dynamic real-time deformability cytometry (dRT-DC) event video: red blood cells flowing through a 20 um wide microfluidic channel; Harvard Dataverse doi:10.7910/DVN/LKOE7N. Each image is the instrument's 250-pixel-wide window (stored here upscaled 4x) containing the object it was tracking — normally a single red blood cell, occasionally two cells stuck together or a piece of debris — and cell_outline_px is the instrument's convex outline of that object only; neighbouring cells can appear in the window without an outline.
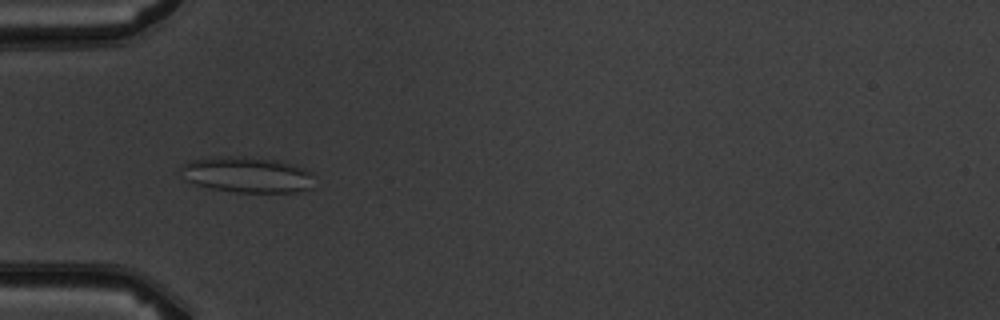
{"species": "common noctule bat (a hibernating species)", "species_latin": "Nyctalus noctula", "temperature_condition": "warm", "stored_images_in_passage": 7, "camera_frame_rate_fps": 3000, "um_per_image_px": 0.085, "animal": {"sex": "male", "body_mass_g": 19.5, "forearm_length_mm": 54.6}, "frame": {"image": 1, "passage_image": 4, "time_ms": 3.667, "image_size_px": [1000, 320], "cell_outline_px": [[312, 188], [300, 192], [236, 192], [212, 188], [196, 184], [184, 180], [180, 168], [184, 164], [192, 160], [228, 156], [236, 156], [276, 160], [292, 164], [304, 168], [312, 172]], "centroid_in_image_um": [21.03, 14.86], "position_along_channel_um": 64.0, "area_um2": 27.63}}
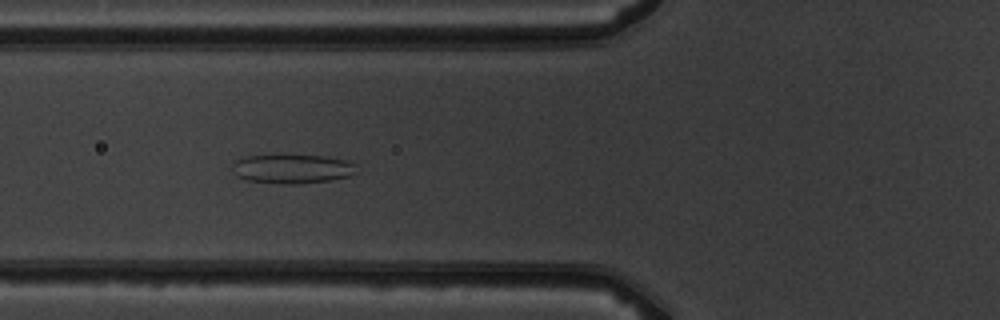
{"frame": {"image": 2, "passage_image": 5, "time_ms": 4.667, "image_size_px": [1000, 320], "cell_outline_px": [[356, 172], [348, 176], [332, 180], [300, 184], [284, 184], [248, 180], [236, 176], [232, 172], [232, 164], [236, 160], [244, 156], [324, 156], [344, 160], [352, 164]], "centroid_in_image_um": [24.78, 14.37], "position_along_channel_um": 101.0, "area_um2": 20.75}}
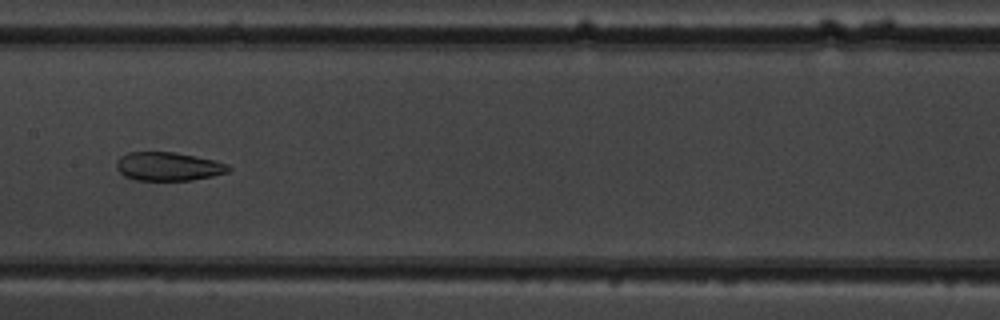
{"frame": {"image": 3, "passage_image": 7, "time_ms": 7.0, "image_size_px": [1000, 320], "cell_outline_px": [[232, 168], [228, 172], [212, 176], [192, 180], [136, 180], [124, 176], [116, 168], [116, 160], [120, 156], [128, 152], [176, 152], [212, 160], [228, 164]], "centroid_in_image_um": [14.28, 14.15], "position_along_channel_um": 193.1, "area_um2": 18.67}}